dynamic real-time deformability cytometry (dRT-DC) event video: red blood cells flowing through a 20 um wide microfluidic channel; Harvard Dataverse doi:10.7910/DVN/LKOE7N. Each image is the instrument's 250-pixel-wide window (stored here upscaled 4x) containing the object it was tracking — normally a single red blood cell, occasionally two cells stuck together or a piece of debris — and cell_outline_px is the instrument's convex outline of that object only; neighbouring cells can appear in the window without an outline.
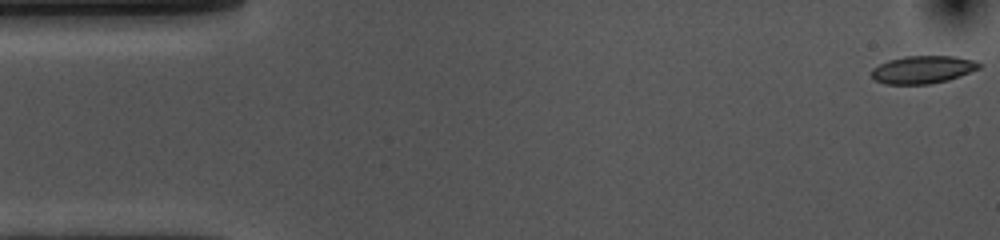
{"species": "common noctule bat (a hibernating species)", "species_latin": "Nyctalus noctula", "temperature_condition": "cold", "stored_images_in_passage": 50, "camera_frame_rate_fps": 3000, "um_per_image_px": 0.085, "animal": {"sex": "female", "body_mass_g": 10.0, "forearm_length_mm": 53.1}, "frame": {"image": 1, "passage_image": 1, "time_ms": 0.0, "image_size_px": [1000, 240], "cell_outline_px": [[980, 68], [960, 76], [948, 80], [928, 84], [884, 84], [872, 80], [872, 68], [888, 60], [904, 56], [956, 56], [976, 60], [980, 64]], "centroid_in_image_um": [78.42, 5.91], "position_along_channel_um": 6.6, "area_um2": 17.51}}
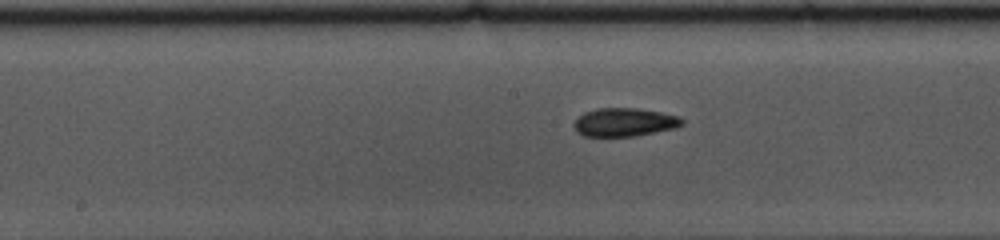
{"frame": {"image": 2, "passage_image": 26, "time_ms": 8.333, "image_size_px": [1000, 240], "cell_outline_px": [[684, 124], [676, 128], [636, 136], [584, 136], [576, 132], [572, 124], [584, 112], [596, 108], [636, 108], [660, 112], [680, 116], [684, 120]], "centroid_in_image_um": [53.09, 10.39], "position_along_channel_um": 195.1, "area_um2": 18.03}}
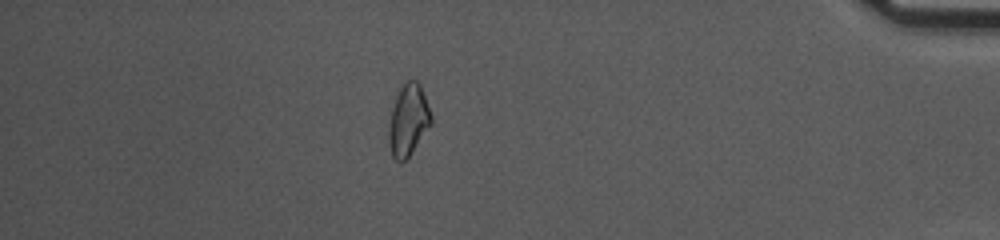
{"frame": {"image": 3, "passage_image": 47, "time_ms": 15.333, "image_size_px": [1000, 240], "cell_outline_px": [[432, 124], [412, 152], [400, 164], [392, 156], [388, 144], [388, 132], [392, 108], [396, 96], [400, 88], [408, 80], [416, 80], [420, 84], [432, 116]], "centroid_in_image_um": [34.7, 10.24], "position_along_channel_um": 400.5, "area_um2": 17.63}, "authors_computed_cell_mechanics": {"area_um2": 17.5423, "velocity_mm_per_s": 3.6219, "shape_relaxation_time_tau1_ms": 6.6055, "shape_relaxation_time_tau2_ms": 3.4745, "deformation_change_tau1": 0.1271, "deformation_change_tau2": 0.0969}}